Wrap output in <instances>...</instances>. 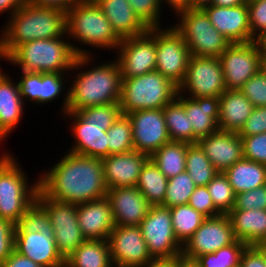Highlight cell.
Wrapping results in <instances>:
<instances>
[{"mask_svg": "<svg viewBox=\"0 0 266 267\" xmlns=\"http://www.w3.org/2000/svg\"><path fill=\"white\" fill-rule=\"evenodd\" d=\"M244 159L266 165V132L252 136H240Z\"/></svg>", "mask_w": 266, "mask_h": 267, "instance_id": "bcb514c9", "label": "cell"}, {"mask_svg": "<svg viewBox=\"0 0 266 267\" xmlns=\"http://www.w3.org/2000/svg\"><path fill=\"white\" fill-rule=\"evenodd\" d=\"M24 1L25 0H0V13L8 9H11L9 11L13 10L12 13H14L22 6Z\"/></svg>", "mask_w": 266, "mask_h": 267, "instance_id": "6f0895ef", "label": "cell"}, {"mask_svg": "<svg viewBox=\"0 0 266 267\" xmlns=\"http://www.w3.org/2000/svg\"><path fill=\"white\" fill-rule=\"evenodd\" d=\"M236 241L228 215L206 218L182 247L181 257L194 261Z\"/></svg>", "mask_w": 266, "mask_h": 267, "instance_id": "4fadbf2b", "label": "cell"}, {"mask_svg": "<svg viewBox=\"0 0 266 267\" xmlns=\"http://www.w3.org/2000/svg\"><path fill=\"white\" fill-rule=\"evenodd\" d=\"M156 28V68L179 87L184 81L189 60L190 49L187 47L182 34L174 27L165 31Z\"/></svg>", "mask_w": 266, "mask_h": 267, "instance_id": "8fae6325", "label": "cell"}, {"mask_svg": "<svg viewBox=\"0 0 266 267\" xmlns=\"http://www.w3.org/2000/svg\"><path fill=\"white\" fill-rule=\"evenodd\" d=\"M181 23L175 27L183 36L191 56H219L230 42L212 25L203 9H187L179 12Z\"/></svg>", "mask_w": 266, "mask_h": 267, "instance_id": "ba28073f", "label": "cell"}, {"mask_svg": "<svg viewBox=\"0 0 266 267\" xmlns=\"http://www.w3.org/2000/svg\"><path fill=\"white\" fill-rule=\"evenodd\" d=\"M264 132H266V106L254 107L238 135L252 136Z\"/></svg>", "mask_w": 266, "mask_h": 267, "instance_id": "f907efd6", "label": "cell"}, {"mask_svg": "<svg viewBox=\"0 0 266 267\" xmlns=\"http://www.w3.org/2000/svg\"><path fill=\"white\" fill-rule=\"evenodd\" d=\"M165 123L171 141L193 144V129L186 115L184 105L173 100L163 108Z\"/></svg>", "mask_w": 266, "mask_h": 267, "instance_id": "e575fe53", "label": "cell"}, {"mask_svg": "<svg viewBox=\"0 0 266 267\" xmlns=\"http://www.w3.org/2000/svg\"><path fill=\"white\" fill-rule=\"evenodd\" d=\"M211 164L224 172L243 157V143L238 133L218 130L197 142Z\"/></svg>", "mask_w": 266, "mask_h": 267, "instance_id": "44dd1931", "label": "cell"}, {"mask_svg": "<svg viewBox=\"0 0 266 267\" xmlns=\"http://www.w3.org/2000/svg\"><path fill=\"white\" fill-rule=\"evenodd\" d=\"M218 128L238 133L254 108L251 101L239 90H226L219 97Z\"/></svg>", "mask_w": 266, "mask_h": 267, "instance_id": "4316f807", "label": "cell"}, {"mask_svg": "<svg viewBox=\"0 0 266 267\" xmlns=\"http://www.w3.org/2000/svg\"><path fill=\"white\" fill-rule=\"evenodd\" d=\"M14 250L43 267H65L54 236L45 237L42 232H15Z\"/></svg>", "mask_w": 266, "mask_h": 267, "instance_id": "603a6c76", "label": "cell"}, {"mask_svg": "<svg viewBox=\"0 0 266 267\" xmlns=\"http://www.w3.org/2000/svg\"><path fill=\"white\" fill-rule=\"evenodd\" d=\"M72 86L65 99L66 112L119 103L122 74L118 61L80 72Z\"/></svg>", "mask_w": 266, "mask_h": 267, "instance_id": "277c9868", "label": "cell"}, {"mask_svg": "<svg viewBox=\"0 0 266 267\" xmlns=\"http://www.w3.org/2000/svg\"><path fill=\"white\" fill-rule=\"evenodd\" d=\"M212 25L232 43L252 42L247 4L235 7L208 5L203 8Z\"/></svg>", "mask_w": 266, "mask_h": 267, "instance_id": "d6986e66", "label": "cell"}, {"mask_svg": "<svg viewBox=\"0 0 266 267\" xmlns=\"http://www.w3.org/2000/svg\"><path fill=\"white\" fill-rule=\"evenodd\" d=\"M188 89L191 98L220 97L226 86L219 58L191 56L178 93Z\"/></svg>", "mask_w": 266, "mask_h": 267, "instance_id": "5bb4252c", "label": "cell"}, {"mask_svg": "<svg viewBox=\"0 0 266 267\" xmlns=\"http://www.w3.org/2000/svg\"><path fill=\"white\" fill-rule=\"evenodd\" d=\"M132 127L134 150L149 157L170 142L163 109H145L126 114Z\"/></svg>", "mask_w": 266, "mask_h": 267, "instance_id": "e0dca14e", "label": "cell"}, {"mask_svg": "<svg viewBox=\"0 0 266 267\" xmlns=\"http://www.w3.org/2000/svg\"><path fill=\"white\" fill-rule=\"evenodd\" d=\"M147 243L149 253L154 259H173L181 257L182 244L173 231L171 211L163 205L150 206L147 216L139 225Z\"/></svg>", "mask_w": 266, "mask_h": 267, "instance_id": "30bf717a", "label": "cell"}, {"mask_svg": "<svg viewBox=\"0 0 266 267\" xmlns=\"http://www.w3.org/2000/svg\"><path fill=\"white\" fill-rule=\"evenodd\" d=\"M88 53L60 37L37 39L17 46L6 59L21 65L25 72L62 73L88 62Z\"/></svg>", "mask_w": 266, "mask_h": 267, "instance_id": "3957f363", "label": "cell"}, {"mask_svg": "<svg viewBox=\"0 0 266 267\" xmlns=\"http://www.w3.org/2000/svg\"><path fill=\"white\" fill-rule=\"evenodd\" d=\"M15 225L0 218V265L14 251Z\"/></svg>", "mask_w": 266, "mask_h": 267, "instance_id": "816d5d0a", "label": "cell"}, {"mask_svg": "<svg viewBox=\"0 0 266 267\" xmlns=\"http://www.w3.org/2000/svg\"><path fill=\"white\" fill-rule=\"evenodd\" d=\"M36 201L49 215L58 252L66 259L86 240L78 224L77 205L51 199L40 189Z\"/></svg>", "mask_w": 266, "mask_h": 267, "instance_id": "9c48e42d", "label": "cell"}, {"mask_svg": "<svg viewBox=\"0 0 266 267\" xmlns=\"http://www.w3.org/2000/svg\"><path fill=\"white\" fill-rule=\"evenodd\" d=\"M159 1L161 4V0ZM167 1L170 4V6L176 10V12L178 11V13L188 9V0H167Z\"/></svg>", "mask_w": 266, "mask_h": 267, "instance_id": "94428289", "label": "cell"}, {"mask_svg": "<svg viewBox=\"0 0 266 267\" xmlns=\"http://www.w3.org/2000/svg\"><path fill=\"white\" fill-rule=\"evenodd\" d=\"M39 189L49 198L75 205L106 197L102 159L68 153L46 176Z\"/></svg>", "mask_w": 266, "mask_h": 267, "instance_id": "6da1fadb", "label": "cell"}, {"mask_svg": "<svg viewBox=\"0 0 266 267\" xmlns=\"http://www.w3.org/2000/svg\"><path fill=\"white\" fill-rule=\"evenodd\" d=\"M4 38L0 39L4 59L19 45L37 39H53L67 32L66 12L57 8L39 7L25 0L12 14Z\"/></svg>", "mask_w": 266, "mask_h": 267, "instance_id": "7a4b0ae2", "label": "cell"}, {"mask_svg": "<svg viewBox=\"0 0 266 267\" xmlns=\"http://www.w3.org/2000/svg\"><path fill=\"white\" fill-rule=\"evenodd\" d=\"M239 267H266V256L258 246H247L242 253Z\"/></svg>", "mask_w": 266, "mask_h": 267, "instance_id": "f5cc1de1", "label": "cell"}, {"mask_svg": "<svg viewBox=\"0 0 266 267\" xmlns=\"http://www.w3.org/2000/svg\"><path fill=\"white\" fill-rule=\"evenodd\" d=\"M15 232H42L45 237L54 236L49 215L37 201L20 217L15 225Z\"/></svg>", "mask_w": 266, "mask_h": 267, "instance_id": "ab89813d", "label": "cell"}, {"mask_svg": "<svg viewBox=\"0 0 266 267\" xmlns=\"http://www.w3.org/2000/svg\"><path fill=\"white\" fill-rule=\"evenodd\" d=\"M71 117L76 118L73 132L77 138L76 145L71 148V153L93 157H108L107 130L112 125H97L86 123L76 112H66Z\"/></svg>", "mask_w": 266, "mask_h": 267, "instance_id": "d4e9b609", "label": "cell"}, {"mask_svg": "<svg viewBox=\"0 0 266 267\" xmlns=\"http://www.w3.org/2000/svg\"><path fill=\"white\" fill-rule=\"evenodd\" d=\"M188 205L200 212L206 218L221 215L214 206L211 195L207 190V186H196L189 198Z\"/></svg>", "mask_w": 266, "mask_h": 267, "instance_id": "681fc988", "label": "cell"}, {"mask_svg": "<svg viewBox=\"0 0 266 267\" xmlns=\"http://www.w3.org/2000/svg\"><path fill=\"white\" fill-rule=\"evenodd\" d=\"M180 257H176L173 259H153L149 261L145 266L147 267H178V259Z\"/></svg>", "mask_w": 266, "mask_h": 267, "instance_id": "9f6ffc18", "label": "cell"}, {"mask_svg": "<svg viewBox=\"0 0 266 267\" xmlns=\"http://www.w3.org/2000/svg\"><path fill=\"white\" fill-rule=\"evenodd\" d=\"M77 218L86 240H108L115 227L112 208L106 197L78 204Z\"/></svg>", "mask_w": 266, "mask_h": 267, "instance_id": "7402d4cb", "label": "cell"}, {"mask_svg": "<svg viewBox=\"0 0 266 267\" xmlns=\"http://www.w3.org/2000/svg\"><path fill=\"white\" fill-rule=\"evenodd\" d=\"M247 8L251 37L255 41L256 36L266 33V0H248Z\"/></svg>", "mask_w": 266, "mask_h": 267, "instance_id": "c3c4849f", "label": "cell"}, {"mask_svg": "<svg viewBox=\"0 0 266 267\" xmlns=\"http://www.w3.org/2000/svg\"><path fill=\"white\" fill-rule=\"evenodd\" d=\"M106 132L108 156L134 150L131 122L126 114H121Z\"/></svg>", "mask_w": 266, "mask_h": 267, "instance_id": "74e56055", "label": "cell"}, {"mask_svg": "<svg viewBox=\"0 0 266 267\" xmlns=\"http://www.w3.org/2000/svg\"><path fill=\"white\" fill-rule=\"evenodd\" d=\"M254 42L257 44L259 48L261 62H262L263 67H265L266 66V33L256 38Z\"/></svg>", "mask_w": 266, "mask_h": 267, "instance_id": "680465c9", "label": "cell"}, {"mask_svg": "<svg viewBox=\"0 0 266 267\" xmlns=\"http://www.w3.org/2000/svg\"><path fill=\"white\" fill-rule=\"evenodd\" d=\"M108 240H85L65 259V267H113Z\"/></svg>", "mask_w": 266, "mask_h": 267, "instance_id": "1f68e13d", "label": "cell"}, {"mask_svg": "<svg viewBox=\"0 0 266 267\" xmlns=\"http://www.w3.org/2000/svg\"><path fill=\"white\" fill-rule=\"evenodd\" d=\"M266 210V184L250 191L238 193L232 210Z\"/></svg>", "mask_w": 266, "mask_h": 267, "instance_id": "7dc6e473", "label": "cell"}, {"mask_svg": "<svg viewBox=\"0 0 266 267\" xmlns=\"http://www.w3.org/2000/svg\"><path fill=\"white\" fill-rule=\"evenodd\" d=\"M226 89L239 90L263 65L257 44L232 43L219 56Z\"/></svg>", "mask_w": 266, "mask_h": 267, "instance_id": "7c38bea8", "label": "cell"}, {"mask_svg": "<svg viewBox=\"0 0 266 267\" xmlns=\"http://www.w3.org/2000/svg\"><path fill=\"white\" fill-rule=\"evenodd\" d=\"M177 98L184 105L185 113L192 124L193 144L219 130V97Z\"/></svg>", "mask_w": 266, "mask_h": 267, "instance_id": "cb8c5ba5", "label": "cell"}, {"mask_svg": "<svg viewBox=\"0 0 266 267\" xmlns=\"http://www.w3.org/2000/svg\"><path fill=\"white\" fill-rule=\"evenodd\" d=\"M148 159V155L136 150L103 158V175L107 188L136 186L141 169Z\"/></svg>", "mask_w": 266, "mask_h": 267, "instance_id": "ffe728a7", "label": "cell"}, {"mask_svg": "<svg viewBox=\"0 0 266 267\" xmlns=\"http://www.w3.org/2000/svg\"><path fill=\"white\" fill-rule=\"evenodd\" d=\"M186 171L196 186H207L219 172L198 143L190 144L187 148Z\"/></svg>", "mask_w": 266, "mask_h": 267, "instance_id": "8d00e7d4", "label": "cell"}, {"mask_svg": "<svg viewBox=\"0 0 266 267\" xmlns=\"http://www.w3.org/2000/svg\"><path fill=\"white\" fill-rule=\"evenodd\" d=\"M178 267H199L195 261L184 259L180 257L178 259Z\"/></svg>", "mask_w": 266, "mask_h": 267, "instance_id": "be15d7a7", "label": "cell"}, {"mask_svg": "<svg viewBox=\"0 0 266 267\" xmlns=\"http://www.w3.org/2000/svg\"><path fill=\"white\" fill-rule=\"evenodd\" d=\"M120 57L117 60L122 78H132L155 71L156 28H149L145 34L121 39Z\"/></svg>", "mask_w": 266, "mask_h": 267, "instance_id": "9a60e30c", "label": "cell"}, {"mask_svg": "<svg viewBox=\"0 0 266 267\" xmlns=\"http://www.w3.org/2000/svg\"><path fill=\"white\" fill-rule=\"evenodd\" d=\"M0 267H43L33 262L31 259L13 251L10 256L0 265Z\"/></svg>", "mask_w": 266, "mask_h": 267, "instance_id": "db71d44e", "label": "cell"}, {"mask_svg": "<svg viewBox=\"0 0 266 267\" xmlns=\"http://www.w3.org/2000/svg\"><path fill=\"white\" fill-rule=\"evenodd\" d=\"M86 123L97 125H113L122 114L119 103L88 107L76 112Z\"/></svg>", "mask_w": 266, "mask_h": 267, "instance_id": "7bdbcfd3", "label": "cell"}, {"mask_svg": "<svg viewBox=\"0 0 266 267\" xmlns=\"http://www.w3.org/2000/svg\"><path fill=\"white\" fill-rule=\"evenodd\" d=\"M5 75L0 73V80L4 77Z\"/></svg>", "mask_w": 266, "mask_h": 267, "instance_id": "03108f58", "label": "cell"}, {"mask_svg": "<svg viewBox=\"0 0 266 267\" xmlns=\"http://www.w3.org/2000/svg\"><path fill=\"white\" fill-rule=\"evenodd\" d=\"M168 179L158 166L149 158L143 165L136 187L153 205H162L165 200Z\"/></svg>", "mask_w": 266, "mask_h": 267, "instance_id": "d6a6232c", "label": "cell"}, {"mask_svg": "<svg viewBox=\"0 0 266 267\" xmlns=\"http://www.w3.org/2000/svg\"><path fill=\"white\" fill-rule=\"evenodd\" d=\"M61 74L23 71L21 81L18 82L21 97H28L36 103H46L55 99L63 85Z\"/></svg>", "mask_w": 266, "mask_h": 267, "instance_id": "f1b7e54d", "label": "cell"}, {"mask_svg": "<svg viewBox=\"0 0 266 267\" xmlns=\"http://www.w3.org/2000/svg\"><path fill=\"white\" fill-rule=\"evenodd\" d=\"M178 87L158 71L122 78V114L145 109H163L178 95Z\"/></svg>", "mask_w": 266, "mask_h": 267, "instance_id": "5b68a950", "label": "cell"}, {"mask_svg": "<svg viewBox=\"0 0 266 267\" xmlns=\"http://www.w3.org/2000/svg\"><path fill=\"white\" fill-rule=\"evenodd\" d=\"M106 198L115 226H139L151 206L136 186L108 189Z\"/></svg>", "mask_w": 266, "mask_h": 267, "instance_id": "ac0fdd59", "label": "cell"}, {"mask_svg": "<svg viewBox=\"0 0 266 267\" xmlns=\"http://www.w3.org/2000/svg\"><path fill=\"white\" fill-rule=\"evenodd\" d=\"M258 247L264 252V254L266 256V242L258 245Z\"/></svg>", "mask_w": 266, "mask_h": 267, "instance_id": "e7e4bbea", "label": "cell"}, {"mask_svg": "<svg viewBox=\"0 0 266 267\" xmlns=\"http://www.w3.org/2000/svg\"><path fill=\"white\" fill-rule=\"evenodd\" d=\"M22 99L18 84L4 76L0 80V140L13 130L22 117Z\"/></svg>", "mask_w": 266, "mask_h": 267, "instance_id": "f546056e", "label": "cell"}, {"mask_svg": "<svg viewBox=\"0 0 266 267\" xmlns=\"http://www.w3.org/2000/svg\"><path fill=\"white\" fill-rule=\"evenodd\" d=\"M195 188L196 185L186 170L181 174L169 178L165 200L162 205L171 208L177 205L188 204L189 198Z\"/></svg>", "mask_w": 266, "mask_h": 267, "instance_id": "b9f144b4", "label": "cell"}, {"mask_svg": "<svg viewBox=\"0 0 266 267\" xmlns=\"http://www.w3.org/2000/svg\"><path fill=\"white\" fill-rule=\"evenodd\" d=\"M120 39L145 34L148 28L134 13L128 0H95Z\"/></svg>", "mask_w": 266, "mask_h": 267, "instance_id": "484cf974", "label": "cell"}, {"mask_svg": "<svg viewBox=\"0 0 266 267\" xmlns=\"http://www.w3.org/2000/svg\"><path fill=\"white\" fill-rule=\"evenodd\" d=\"M207 190L211 195L216 210L221 215H227L233 209L236 194L224 172L217 173L207 184Z\"/></svg>", "mask_w": 266, "mask_h": 267, "instance_id": "60d3db41", "label": "cell"}, {"mask_svg": "<svg viewBox=\"0 0 266 267\" xmlns=\"http://www.w3.org/2000/svg\"><path fill=\"white\" fill-rule=\"evenodd\" d=\"M108 243L111 260L117 267H145L154 259L139 226H115Z\"/></svg>", "mask_w": 266, "mask_h": 267, "instance_id": "2e32d148", "label": "cell"}, {"mask_svg": "<svg viewBox=\"0 0 266 267\" xmlns=\"http://www.w3.org/2000/svg\"><path fill=\"white\" fill-rule=\"evenodd\" d=\"M128 2L136 16L148 29L159 26V0H128Z\"/></svg>", "mask_w": 266, "mask_h": 267, "instance_id": "f6af8a7d", "label": "cell"}, {"mask_svg": "<svg viewBox=\"0 0 266 267\" xmlns=\"http://www.w3.org/2000/svg\"><path fill=\"white\" fill-rule=\"evenodd\" d=\"M224 174L236 195L266 184V165L244 158L227 168Z\"/></svg>", "mask_w": 266, "mask_h": 267, "instance_id": "4dcf8cb0", "label": "cell"}, {"mask_svg": "<svg viewBox=\"0 0 266 267\" xmlns=\"http://www.w3.org/2000/svg\"><path fill=\"white\" fill-rule=\"evenodd\" d=\"M173 231L177 240L182 244L194 234L206 219L190 205H177L170 208Z\"/></svg>", "mask_w": 266, "mask_h": 267, "instance_id": "d590c367", "label": "cell"}, {"mask_svg": "<svg viewBox=\"0 0 266 267\" xmlns=\"http://www.w3.org/2000/svg\"><path fill=\"white\" fill-rule=\"evenodd\" d=\"M248 0H213L212 5L220 7H235L242 4H247Z\"/></svg>", "mask_w": 266, "mask_h": 267, "instance_id": "91938a15", "label": "cell"}, {"mask_svg": "<svg viewBox=\"0 0 266 267\" xmlns=\"http://www.w3.org/2000/svg\"><path fill=\"white\" fill-rule=\"evenodd\" d=\"M31 4L39 7L57 8L67 12L72 6L80 0H27Z\"/></svg>", "mask_w": 266, "mask_h": 267, "instance_id": "11a10c76", "label": "cell"}, {"mask_svg": "<svg viewBox=\"0 0 266 267\" xmlns=\"http://www.w3.org/2000/svg\"><path fill=\"white\" fill-rule=\"evenodd\" d=\"M246 247L244 242L237 240L214 253L199 256L194 261L199 267H239L242 253Z\"/></svg>", "mask_w": 266, "mask_h": 267, "instance_id": "f35d334b", "label": "cell"}, {"mask_svg": "<svg viewBox=\"0 0 266 267\" xmlns=\"http://www.w3.org/2000/svg\"><path fill=\"white\" fill-rule=\"evenodd\" d=\"M67 31L78 41L97 47H119L121 39L95 0L79 1L66 12Z\"/></svg>", "mask_w": 266, "mask_h": 267, "instance_id": "8992f818", "label": "cell"}, {"mask_svg": "<svg viewBox=\"0 0 266 267\" xmlns=\"http://www.w3.org/2000/svg\"><path fill=\"white\" fill-rule=\"evenodd\" d=\"M239 91L251 101L254 107L266 106V66L251 77Z\"/></svg>", "mask_w": 266, "mask_h": 267, "instance_id": "ee69618b", "label": "cell"}, {"mask_svg": "<svg viewBox=\"0 0 266 267\" xmlns=\"http://www.w3.org/2000/svg\"><path fill=\"white\" fill-rule=\"evenodd\" d=\"M190 144L170 141L159 148L149 158L158 166L167 179L186 170V153Z\"/></svg>", "mask_w": 266, "mask_h": 267, "instance_id": "836d02e7", "label": "cell"}, {"mask_svg": "<svg viewBox=\"0 0 266 267\" xmlns=\"http://www.w3.org/2000/svg\"><path fill=\"white\" fill-rule=\"evenodd\" d=\"M227 215L237 240L247 246L266 242V210H231Z\"/></svg>", "mask_w": 266, "mask_h": 267, "instance_id": "83f0119b", "label": "cell"}, {"mask_svg": "<svg viewBox=\"0 0 266 267\" xmlns=\"http://www.w3.org/2000/svg\"><path fill=\"white\" fill-rule=\"evenodd\" d=\"M13 157L0 158V218L16 225L20 217L36 201L39 182L27 190L26 177Z\"/></svg>", "mask_w": 266, "mask_h": 267, "instance_id": "52a82bcc", "label": "cell"}, {"mask_svg": "<svg viewBox=\"0 0 266 267\" xmlns=\"http://www.w3.org/2000/svg\"><path fill=\"white\" fill-rule=\"evenodd\" d=\"M212 2L213 0H188V9H203L205 6L212 4Z\"/></svg>", "mask_w": 266, "mask_h": 267, "instance_id": "6125c7cd", "label": "cell"}]
</instances>
